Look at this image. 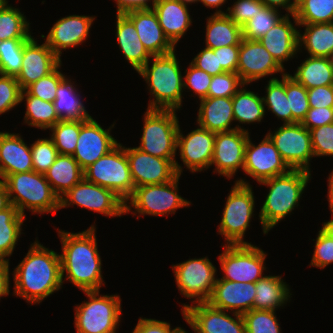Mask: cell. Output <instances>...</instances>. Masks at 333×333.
Here are the masks:
<instances>
[{
  "mask_svg": "<svg viewBox=\"0 0 333 333\" xmlns=\"http://www.w3.org/2000/svg\"><path fill=\"white\" fill-rule=\"evenodd\" d=\"M13 272V294L30 304L42 302L63 284L60 255L39 244L37 239Z\"/></svg>",
  "mask_w": 333,
  "mask_h": 333,
  "instance_id": "1",
  "label": "cell"
},
{
  "mask_svg": "<svg viewBox=\"0 0 333 333\" xmlns=\"http://www.w3.org/2000/svg\"><path fill=\"white\" fill-rule=\"evenodd\" d=\"M95 232L94 225L78 233L58 231L62 242V254H59L62 280L66 272L65 279L83 292L99 291L104 284Z\"/></svg>",
  "mask_w": 333,
  "mask_h": 333,
  "instance_id": "2",
  "label": "cell"
},
{
  "mask_svg": "<svg viewBox=\"0 0 333 333\" xmlns=\"http://www.w3.org/2000/svg\"><path fill=\"white\" fill-rule=\"evenodd\" d=\"M3 200L14 205L25 216V208L32 213H53L60 209L59 197L45 175L34 170L7 175L0 180Z\"/></svg>",
  "mask_w": 333,
  "mask_h": 333,
  "instance_id": "3",
  "label": "cell"
},
{
  "mask_svg": "<svg viewBox=\"0 0 333 333\" xmlns=\"http://www.w3.org/2000/svg\"><path fill=\"white\" fill-rule=\"evenodd\" d=\"M152 65L149 61L138 71L146 84L150 94L148 109L179 110L182 106V92L184 89L181 69L176 58L175 50L164 55L152 56Z\"/></svg>",
  "mask_w": 333,
  "mask_h": 333,
  "instance_id": "4",
  "label": "cell"
},
{
  "mask_svg": "<svg viewBox=\"0 0 333 333\" xmlns=\"http://www.w3.org/2000/svg\"><path fill=\"white\" fill-rule=\"evenodd\" d=\"M311 174L301 169H291L288 173L275 176L260 184L269 188V193L261 207L259 218L263 233L267 234L279 221L299 206Z\"/></svg>",
  "mask_w": 333,
  "mask_h": 333,
  "instance_id": "5",
  "label": "cell"
},
{
  "mask_svg": "<svg viewBox=\"0 0 333 333\" xmlns=\"http://www.w3.org/2000/svg\"><path fill=\"white\" fill-rule=\"evenodd\" d=\"M179 121L175 110L147 109L141 151L162 159H175Z\"/></svg>",
  "mask_w": 333,
  "mask_h": 333,
  "instance_id": "6",
  "label": "cell"
},
{
  "mask_svg": "<svg viewBox=\"0 0 333 333\" xmlns=\"http://www.w3.org/2000/svg\"><path fill=\"white\" fill-rule=\"evenodd\" d=\"M84 178L113 191L125 203L135 189L125 147L120 143L87 167L84 170Z\"/></svg>",
  "mask_w": 333,
  "mask_h": 333,
  "instance_id": "7",
  "label": "cell"
},
{
  "mask_svg": "<svg viewBox=\"0 0 333 333\" xmlns=\"http://www.w3.org/2000/svg\"><path fill=\"white\" fill-rule=\"evenodd\" d=\"M100 291H84L90 301L75 307L77 333H116L121 318V298L101 295Z\"/></svg>",
  "mask_w": 333,
  "mask_h": 333,
  "instance_id": "8",
  "label": "cell"
},
{
  "mask_svg": "<svg viewBox=\"0 0 333 333\" xmlns=\"http://www.w3.org/2000/svg\"><path fill=\"white\" fill-rule=\"evenodd\" d=\"M252 187L244 179L235 181L225 207L218 233L225 238L227 245L251 244L243 240L253 216L255 201Z\"/></svg>",
  "mask_w": 333,
  "mask_h": 333,
  "instance_id": "9",
  "label": "cell"
},
{
  "mask_svg": "<svg viewBox=\"0 0 333 333\" xmlns=\"http://www.w3.org/2000/svg\"><path fill=\"white\" fill-rule=\"evenodd\" d=\"M180 175L163 184H152L135 187L132 196L125 203V213L164 216L174 214L178 208L189 206L191 203L178 194ZM130 205H127L129 204ZM137 212V213H136Z\"/></svg>",
  "mask_w": 333,
  "mask_h": 333,
  "instance_id": "10",
  "label": "cell"
},
{
  "mask_svg": "<svg viewBox=\"0 0 333 333\" xmlns=\"http://www.w3.org/2000/svg\"><path fill=\"white\" fill-rule=\"evenodd\" d=\"M218 260L225 273L221 279L232 282L256 283L266 270V253L252 244L223 245Z\"/></svg>",
  "mask_w": 333,
  "mask_h": 333,
  "instance_id": "11",
  "label": "cell"
},
{
  "mask_svg": "<svg viewBox=\"0 0 333 333\" xmlns=\"http://www.w3.org/2000/svg\"><path fill=\"white\" fill-rule=\"evenodd\" d=\"M176 284L184 297L193 299L194 304L208 302L217 278L216 268L208 257L189 259L172 265Z\"/></svg>",
  "mask_w": 333,
  "mask_h": 333,
  "instance_id": "12",
  "label": "cell"
},
{
  "mask_svg": "<svg viewBox=\"0 0 333 333\" xmlns=\"http://www.w3.org/2000/svg\"><path fill=\"white\" fill-rule=\"evenodd\" d=\"M77 205L91 211L116 217L126 214L125 202L113 191L87 181L83 178L59 198V207Z\"/></svg>",
  "mask_w": 333,
  "mask_h": 333,
  "instance_id": "13",
  "label": "cell"
},
{
  "mask_svg": "<svg viewBox=\"0 0 333 333\" xmlns=\"http://www.w3.org/2000/svg\"><path fill=\"white\" fill-rule=\"evenodd\" d=\"M274 133V134H273ZM291 169L310 172V159L314 157L310 131L301 123L283 124L266 134Z\"/></svg>",
  "mask_w": 333,
  "mask_h": 333,
  "instance_id": "14",
  "label": "cell"
},
{
  "mask_svg": "<svg viewBox=\"0 0 333 333\" xmlns=\"http://www.w3.org/2000/svg\"><path fill=\"white\" fill-rule=\"evenodd\" d=\"M131 177L135 187L163 184L181 176L182 167L175 159H162L137 147L125 148Z\"/></svg>",
  "mask_w": 333,
  "mask_h": 333,
  "instance_id": "15",
  "label": "cell"
},
{
  "mask_svg": "<svg viewBox=\"0 0 333 333\" xmlns=\"http://www.w3.org/2000/svg\"><path fill=\"white\" fill-rule=\"evenodd\" d=\"M183 317L195 333H246L242 314L231 317L225 310L217 309L208 302L184 304Z\"/></svg>",
  "mask_w": 333,
  "mask_h": 333,
  "instance_id": "16",
  "label": "cell"
},
{
  "mask_svg": "<svg viewBox=\"0 0 333 333\" xmlns=\"http://www.w3.org/2000/svg\"><path fill=\"white\" fill-rule=\"evenodd\" d=\"M291 168L282 159L271 139L266 135L256 146L249 139L245 147L243 171L261 183L288 173Z\"/></svg>",
  "mask_w": 333,
  "mask_h": 333,
  "instance_id": "17",
  "label": "cell"
},
{
  "mask_svg": "<svg viewBox=\"0 0 333 333\" xmlns=\"http://www.w3.org/2000/svg\"><path fill=\"white\" fill-rule=\"evenodd\" d=\"M113 127L114 124L109 129L104 130L93 118L81 121L80 134L72 156L83 170L119 144L110 135V130Z\"/></svg>",
  "mask_w": 333,
  "mask_h": 333,
  "instance_id": "18",
  "label": "cell"
},
{
  "mask_svg": "<svg viewBox=\"0 0 333 333\" xmlns=\"http://www.w3.org/2000/svg\"><path fill=\"white\" fill-rule=\"evenodd\" d=\"M284 70L259 40L242 38L237 73L245 85L278 72L284 75Z\"/></svg>",
  "mask_w": 333,
  "mask_h": 333,
  "instance_id": "19",
  "label": "cell"
},
{
  "mask_svg": "<svg viewBox=\"0 0 333 333\" xmlns=\"http://www.w3.org/2000/svg\"><path fill=\"white\" fill-rule=\"evenodd\" d=\"M248 139L249 132L240 129L216 133L211 162L216 167L214 172L230 179L239 168L243 169Z\"/></svg>",
  "mask_w": 333,
  "mask_h": 333,
  "instance_id": "20",
  "label": "cell"
},
{
  "mask_svg": "<svg viewBox=\"0 0 333 333\" xmlns=\"http://www.w3.org/2000/svg\"><path fill=\"white\" fill-rule=\"evenodd\" d=\"M215 132L198 127L184 136L177 134V149L184 165L192 172H201L211 166L214 153Z\"/></svg>",
  "mask_w": 333,
  "mask_h": 333,
  "instance_id": "21",
  "label": "cell"
},
{
  "mask_svg": "<svg viewBox=\"0 0 333 333\" xmlns=\"http://www.w3.org/2000/svg\"><path fill=\"white\" fill-rule=\"evenodd\" d=\"M61 64L59 58L44 42L39 45L31 36L24 45L20 73L16 76L22 90L53 72Z\"/></svg>",
  "mask_w": 333,
  "mask_h": 333,
  "instance_id": "22",
  "label": "cell"
},
{
  "mask_svg": "<svg viewBox=\"0 0 333 333\" xmlns=\"http://www.w3.org/2000/svg\"><path fill=\"white\" fill-rule=\"evenodd\" d=\"M94 19L85 15L63 17L52 26L45 42L61 58V50L73 48L87 40Z\"/></svg>",
  "mask_w": 333,
  "mask_h": 333,
  "instance_id": "23",
  "label": "cell"
},
{
  "mask_svg": "<svg viewBox=\"0 0 333 333\" xmlns=\"http://www.w3.org/2000/svg\"><path fill=\"white\" fill-rule=\"evenodd\" d=\"M255 283L217 279L208 303L221 310L244 314L253 309Z\"/></svg>",
  "mask_w": 333,
  "mask_h": 333,
  "instance_id": "24",
  "label": "cell"
},
{
  "mask_svg": "<svg viewBox=\"0 0 333 333\" xmlns=\"http://www.w3.org/2000/svg\"><path fill=\"white\" fill-rule=\"evenodd\" d=\"M125 15L133 22L140 41L152 56L175 50V46L165 36L153 9L134 10Z\"/></svg>",
  "mask_w": 333,
  "mask_h": 333,
  "instance_id": "25",
  "label": "cell"
},
{
  "mask_svg": "<svg viewBox=\"0 0 333 333\" xmlns=\"http://www.w3.org/2000/svg\"><path fill=\"white\" fill-rule=\"evenodd\" d=\"M299 30L290 21V14L284 17L259 42L274 57L276 62L284 68L283 62L289 61L299 52ZM297 52V53H296Z\"/></svg>",
  "mask_w": 333,
  "mask_h": 333,
  "instance_id": "26",
  "label": "cell"
},
{
  "mask_svg": "<svg viewBox=\"0 0 333 333\" xmlns=\"http://www.w3.org/2000/svg\"><path fill=\"white\" fill-rule=\"evenodd\" d=\"M33 171L31 148L16 133L0 132V178Z\"/></svg>",
  "mask_w": 333,
  "mask_h": 333,
  "instance_id": "27",
  "label": "cell"
},
{
  "mask_svg": "<svg viewBox=\"0 0 333 333\" xmlns=\"http://www.w3.org/2000/svg\"><path fill=\"white\" fill-rule=\"evenodd\" d=\"M232 97H207L200 100L197 124L211 132H228L235 129L247 131L236 125L234 121Z\"/></svg>",
  "mask_w": 333,
  "mask_h": 333,
  "instance_id": "28",
  "label": "cell"
},
{
  "mask_svg": "<svg viewBox=\"0 0 333 333\" xmlns=\"http://www.w3.org/2000/svg\"><path fill=\"white\" fill-rule=\"evenodd\" d=\"M187 5L179 0H157L153 8L165 36L174 46L192 24Z\"/></svg>",
  "mask_w": 333,
  "mask_h": 333,
  "instance_id": "29",
  "label": "cell"
},
{
  "mask_svg": "<svg viewBox=\"0 0 333 333\" xmlns=\"http://www.w3.org/2000/svg\"><path fill=\"white\" fill-rule=\"evenodd\" d=\"M116 37L125 59L137 72L148 62L152 55L139 39L133 22L125 14L116 15Z\"/></svg>",
  "mask_w": 333,
  "mask_h": 333,
  "instance_id": "30",
  "label": "cell"
},
{
  "mask_svg": "<svg viewBox=\"0 0 333 333\" xmlns=\"http://www.w3.org/2000/svg\"><path fill=\"white\" fill-rule=\"evenodd\" d=\"M44 175L60 198L84 178V170L72 155L59 154Z\"/></svg>",
  "mask_w": 333,
  "mask_h": 333,
  "instance_id": "31",
  "label": "cell"
},
{
  "mask_svg": "<svg viewBox=\"0 0 333 333\" xmlns=\"http://www.w3.org/2000/svg\"><path fill=\"white\" fill-rule=\"evenodd\" d=\"M206 46L216 49L230 45H240L242 27L234 23L225 13H214L206 23Z\"/></svg>",
  "mask_w": 333,
  "mask_h": 333,
  "instance_id": "32",
  "label": "cell"
},
{
  "mask_svg": "<svg viewBox=\"0 0 333 333\" xmlns=\"http://www.w3.org/2000/svg\"><path fill=\"white\" fill-rule=\"evenodd\" d=\"M281 276H264L255 283V299L253 309L255 310H277L282 307L290 296L288 285L283 282ZM290 294V295H289Z\"/></svg>",
  "mask_w": 333,
  "mask_h": 333,
  "instance_id": "33",
  "label": "cell"
},
{
  "mask_svg": "<svg viewBox=\"0 0 333 333\" xmlns=\"http://www.w3.org/2000/svg\"><path fill=\"white\" fill-rule=\"evenodd\" d=\"M289 75L306 89L333 85V59L310 56Z\"/></svg>",
  "mask_w": 333,
  "mask_h": 333,
  "instance_id": "34",
  "label": "cell"
},
{
  "mask_svg": "<svg viewBox=\"0 0 333 333\" xmlns=\"http://www.w3.org/2000/svg\"><path fill=\"white\" fill-rule=\"evenodd\" d=\"M71 79L64 78L58 85L53 101L59 120L86 121L92 116L86 111Z\"/></svg>",
  "mask_w": 333,
  "mask_h": 333,
  "instance_id": "35",
  "label": "cell"
},
{
  "mask_svg": "<svg viewBox=\"0 0 333 333\" xmlns=\"http://www.w3.org/2000/svg\"><path fill=\"white\" fill-rule=\"evenodd\" d=\"M298 25L305 26L303 35L299 31V49L304 44L309 56L333 59V22Z\"/></svg>",
  "mask_w": 333,
  "mask_h": 333,
  "instance_id": "36",
  "label": "cell"
},
{
  "mask_svg": "<svg viewBox=\"0 0 333 333\" xmlns=\"http://www.w3.org/2000/svg\"><path fill=\"white\" fill-rule=\"evenodd\" d=\"M25 217L14 205L4 200L0 203V258L6 259L12 255Z\"/></svg>",
  "mask_w": 333,
  "mask_h": 333,
  "instance_id": "37",
  "label": "cell"
},
{
  "mask_svg": "<svg viewBox=\"0 0 333 333\" xmlns=\"http://www.w3.org/2000/svg\"><path fill=\"white\" fill-rule=\"evenodd\" d=\"M244 85L232 96L234 121L242 124L261 122L265 115L263 97H259L258 93L255 94L253 91H247Z\"/></svg>",
  "mask_w": 333,
  "mask_h": 333,
  "instance_id": "38",
  "label": "cell"
},
{
  "mask_svg": "<svg viewBox=\"0 0 333 333\" xmlns=\"http://www.w3.org/2000/svg\"><path fill=\"white\" fill-rule=\"evenodd\" d=\"M24 98L26 101L24 121L29 126L46 130L60 121L52 102L44 101L30 95L26 90H22L21 102Z\"/></svg>",
  "mask_w": 333,
  "mask_h": 333,
  "instance_id": "39",
  "label": "cell"
},
{
  "mask_svg": "<svg viewBox=\"0 0 333 333\" xmlns=\"http://www.w3.org/2000/svg\"><path fill=\"white\" fill-rule=\"evenodd\" d=\"M266 96L263 97L264 106L272 111L284 124H292V112L286 96V74L282 79L271 78L266 86Z\"/></svg>",
  "mask_w": 333,
  "mask_h": 333,
  "instance_id": "40",
  "label": "cell"
},
{
  "mask_svg": "<svg viewBox=\"0 0 333 333\" xmlns=\"http://www.w3.org/2000/svg\"><path fill=\"white\" fill-rule=\"evenodd\" d=\"M298 24H324L333 22V0H304L291 15Z\"/></svg>",
  "mask_w": 333,
  "mask_h": 333,
  "instance_id": "41",
  "label": "cell"
},
{
  "mask_svg": "<svg viewBox=\"0 0 333 333\" xmlns=\"http://www.w3.org/2000/svg\"><path fill=\"white\" fill-rule=\"evenodd\" d=\"M29 22L18 8L8 5L0 8V41L7 39H29Z\"/></svg>",
  "mask_w": 333,
  "mask_h": 333,
  "instance_id": "42",
  "label": "cell"
},
{
  "mask_svg": "<svg viewBox=\"0 0 333 333\" xmlns=\"http://www.w3.org/2000/svg\"><path fill=\"white\" fill-rule=\"evenodd\" d=\"M81 121L60 120L49 130L58 154L73 155L80 134Z\"/></svg>",
  "mask_w": 333,
  "mask_h": 333,
  "instance_id": "43",
  "label": "cell"
},
{
  "mask_svg": "<svg viewBox=\"0 0 333 333\" xmlns=\"http://www.w3.org/2000/svg\"><path fill=\"white\" fill-rule=\"evenodd\" d=\"M28 39L0 41V74L16 77L21 70L23 49Z\"/></svg>",
  "mask_w": 333,
  "mask_h": 333,
  "instance_id": "44",
  "label": "cell"
},
{
  "mask_svg": "<svg viewBox=\"0 0 333 333\" xmlns=\"http://www.w3.org/2000/svg\"><path fill=\"white\" fill-rule=\"evenodd\" d=\"M278 11L267 6H264L261 11H257L254 17L242 27V38L260 39L284 17Z\"/></svg>",
  "mask_w": 333,
  "mask_h": 333,
  "instance_id": "45",
  "label": "cell"
},
{
  "mask_svg": "<svg viewBox=\"0 0 333 333\" xmlns=\"http://www.w3.org/2000/svg\"><path fill=\"white\" fill-rule=\"evenodd\" d=\"M286 96L292 112V124L301 123L309 110L307 89L286 73Z\"/></svg>",
  "mask_w": 333,
  "mask_h": 333,
  "instance_id": "46",
  "label": "cell"
},
{
  "mask_svg": "<svg viewBox=\"0 0 333 333\" xmlns=\"http://www.w3.org/2000/svg\"><path fill=\"white\" fill-rule=\"evenodd\" d=\"M242 317L246 333H281L275 310L252 309Z\"/></svg>",
  "mask_w": 333,
  "mask_h": 333,
  "instance_id": "47",
  "label": "cell"
},
{
  "mask_svg": "<svg viewBox=\"0 0 333 333\" xmlns=\"http://www.w3.org/2000/svg\"><path fill=\"white\" fill-rule=\"evenodd\" d=\"M30 148L33 170L37 173L44 174L59 155L53 141L50 138L38 139L31 144Z\"/></svg>",
  "mask_w": 333,
  "mask_h": 333,
  "instance_id": "48",
  "label": "cell"
},
{
  "mask_svg": "<svg viewBox=\"0 0 333 333\" xmlns=\"http://www.w3.org/2000/svg\"><path fill=\"white\" fill-rule=\"evenodd\" d=\"M60 66L61 64L53 72L32 83L25 90L32 96L53 103L56 98L57 87L65 78L63 73L59 71Z\"/></svg>",
  "mask_w": 333,
  "mask_h": 333,
  "instance_id": "49",
  "label": "cell"
},
{
  "mask_svg": "<svg viewBox=\"0 0 333 333\" xmlns=\"http://www.w3.org/2000/svg\"><path fill=\"white\" fill-rule=\"evenodd\" d=\"M243 84L238 73L224 72L212 76L208 97H232Z\"/></svg>",
  "mask_w": 333,
  "mask_h": 333,
  "instance_id": "50",
  "label": "cell"
},
{
  "mask_svg": "<svg viewBox=\"0 0 333 333\" xmlns=\"http://www.w3.org/2000/svg\"><path fill=\"white\" fill-rule=\"evenodd\" d=\"M21 93L16 77L0 74V115L21 103Z\"/></svg>",
  "mask_w": 333,
  "mask_h": 333,
  "instance_id": "51",
  "label": "cell"
},
{
  "mask_svg": "<svg viewBox=\"0 0 333 333\" xmlns=\"http://www.w3.org/2000/svg\"><path fill=\"white\" fill-rule=\"evenodd\" d=\"M264 6L261 0H237L232 7L227 8L228 13L220 9L215 13H225L234 23L243 27Z\"/></svg>",
  "mask_w": 333,
  "mask_h": 333,
  "instance_id": "52",
  "label": "cell"
},
{
  "mask_svg": "<svg viewBox=\"0 0 333 333\" xmlns=\"http://www.w3.org/2000/svg\"><path fill=\"white\" fill-rule=\"evenodd\" d=\"M185 74V78L183 79L184 89H192L195 95H198L199 100L207 98L212 76L198 69L192 63L186 69Z\"/></svg>",
  "mask_w": 333,
  "mask_h": 333,
  "instance_id": "53",
  "label": "cell"
},
{
  "mask_svg": "<svg viewBox=\"0 0 333 333\" xmlns=\"http://www.w3.org/2000/svg\"><path fill=\"white\" fill-rule=\"evenodd\" d=\"M315 156H333V123L310 130Z\"/></svg>",
  "mask_w": 333,
  "mask_h": 333,
  "instance_id": "54",
  "label": "cell"
},
{
  "mask_svg": "<svg viewBox=\"0 0 333 333\" xmlns=\"http://www.w3.org/2000/svg\"><path fill=\"white\" fill-rule=\"evenodd\" d=\"M318 233L310 265L323 269L333 263V237L322 229Z\"/></svg>",
  "mask_w": 333,
  "mask_h": 333,
  "instance_id": "55",
  "label": "cell"
},
{
  "mask_svg": "<svg viewBox=\"0 0 333 333\" xmlns=\"http://www.w3.org/2000/svg\"><path fill=\"white\" fill-rule=\"evenodd\" d=\"M191 63L211 76L225 72L222 67H218V48L209 49L205 47L194 57Z\"/></svg>",
  "mask_w": 333,
  "mask_h": 333,
  "instance_id": "56",
  "label": "cell"
},
{
  "mask_svg": "<svg viewBox=\"0 0 333 333\" xmlns=\"http://www.w3.org/2000/svg\"><path fill=\"white\" fill-rule=\"evenodd\" d=\"M333 123V107L309 108L301 124L309 131Z\"/></svg>",
  "mask_w": 333,
  "mask_h": 333,
  "instance_id": "57",
  "label": "cell"
},
{
  "mask_svg": "<svg viewBox=\"0 0 333 333\" xmlns=\"http://www.w3.org/2000/svg\"><path fill=\"white\" fill-rule=\"evenodd\" d=\"M310 108L333 107V85L307 89Z\"/></svg>",
  "mask_w": 333,
  "mask_h": 333,
  "instance_id": "58",
  "label": "cell"
},
{
  "mask_svg": "<svg viewBox=\"0 0 333 333\" xmlns=\"http://www.w3.org/2000/svg\"><path fill=\"white\" fill-rule=\"evenodd\" d=\"M170 323L155 319L139 318L132 333H180L183 329L176 327L172 329Z\"/></svg>",
  "mask_w": 333,
  "mask_h": 333,
  "instance_id": "59",
  "label": "cell"
},
{
  "mask_svg": "<svg viewBox=\"0 0 333 333\" xmlns=\"http://www.w3.org/2000/svg\"><path fill=\"white\" fill-rule=\"evenodd\" d=\"M240 45H230L218 48V67L225 72L237 73Z\"/></svg>",
  "mask_w": 333,
  "mask_h": 333,
  "instance_id": "60",
  "label": "cell"
},
{
  "mask_svg": "<svg viewBox=\"0 0 333 333\" xmlns=\"http://www.w3.org/2000/svg\"><path fill=\"white\" fill-rule=\"evenodd\" d=\"M117 5V14H126L134 10L153 9L157 0H152V6L148 5L150 0H114Z\"/></svg>",
  "mask_w": 333,
  "mask_h": 333,
  "instance_id": "61",
  "label": "cell"
},
{
  "mask_svg": "<svg viewBox=\"0 0 333 333\" xmlns=\"http://www.w3.org/2000/svg\"><path fill=\"white\" fill-rule=\"evenodd\" d=\"M9 259L0 258V297L9 295Z\"/></svg>",
  "mask_w": 333,
  "mask_h": 333,
  "instance_id": "62",
  "label": "cell"
},
{
  "mask_svg": "<svg viewBox=\"0 0 333 333\" xmlns=\"http://www.w3.org/2000/svg\"><path fill=\"white\" fill-rule=\"evenodd\" d=\"M263 4L270 8L278 9L279 7L286 10V14L294 15L296 8L292 5L291 0H261Z\"/></svg>",
  "mask_w": 333,
  "mask_h": 333,
  "instance_id": "63",
  "label": "cell"
},
{
  "mask_svg": "<svg viewBox=\"0 0 333 333\" xmlns=\"http://www.w3.org/2000/svg\"><path fill=\"white\" fill-rule=\"evenodd\" d=\"M328 201H329V207L333 209V170L329 174L328 178Z\"/></svg>",
  "mask_w": 333,
  "mask_h": 333,
  "instance_id": "64",
  "label": "cell"
},
{
  "mask_svg": "<svg viewBox=\"0 0 333 333\" xmlns=\"http://www.w3.org/2000/svg\"><path fill=\"white\" fill-rule=\"evenodd\" d=\"M227 0H199L198 2H202L206 7L209 8H219L224 4Z\"/></svg>",
  "mask_w": 333,
  "mask_h": 333,
  "instance_id": "65",
  "label": "cell"
},
{
  "mask_svg": "<svg viewBox=\"0 0 333 333\" xmlns=\"http://www.w3.org/2000/svg\"><path fill=\"white\" fill-rule=\"evenodd\" d=\"M330 211L332 213V218L328 222H324L321 229L329 236L333 237V209L330 208Z\"/></svg>",
  "mask_w": 333,
  "mask_h": 333,
  "instance_id": "66",
  "label": "cell"
},
{
  "mask_svg": "<svg viewBox=\"0 0 333 333\" xmlns=\"http://www.w3.org/2000/svg\"><path fill=\"white\" fill-rule=\"evenodd\" d=\"M304 0H292V5L297 9V7L303 2Z\"/></svg>",
  "mask_w": 333,
  "mask_h": 333,
  "instance_id": "67",
  "label": "cell"
},
{
  "mask_svg": "<svg viewBox=\"0 0 333 333\" xmlns=\"http://www.w3.org/2000/svg\"><path fill=\"white\" fill-rule=\"evenodd\" d=\"M179 1H181L182 3H185V4H189V3L198 2L199 0H179Z\"/></svg>",
  "mask_w": 333,
  "mask_h": 333,
  "instance_id": "68",
  "label": "cell"
},
{
  "mask_svg": "<svg viewBox=\"0 0 333 333\" xmlns=\"http://www.w3.org/2000/svg\"><path fill=\"white\" fill-rule=\"evenodd\" d=\"M7 2V0H0V8L4 6Z\"/></svg>",
  "mask_w": 333,
  "mask_h": 333,
  "instance_id": "69",
  "label": "cell"
},
{
  "mask_svg": "<svg viewBox=\"0 0 333 333\" xmlns=\"http://www.w3.org/2000/svg\"><path fill=\"white\" fill-rule=\"evenodd\" d=\"M3 201V192L0 186V203Z\"/></svg>",
  "mask_w": 333,
  "mask_h": 333,
  "instance_id": "70",
  "label": "cell"
},
{
  "mask_svg": "<svg viewBox=\"0 0 333 333\" xmlns=\"http://www.w3.org/2000/svg\"><path fill=\"white\" fill-rule=\"evenodd\" d=\"M180 333H187L184 329Z\"/></svg>",
  "mask_w": 333,
  "mask_h": 333,
  "instance_id": "71",
  "label": "cell"
}]
</instances>
